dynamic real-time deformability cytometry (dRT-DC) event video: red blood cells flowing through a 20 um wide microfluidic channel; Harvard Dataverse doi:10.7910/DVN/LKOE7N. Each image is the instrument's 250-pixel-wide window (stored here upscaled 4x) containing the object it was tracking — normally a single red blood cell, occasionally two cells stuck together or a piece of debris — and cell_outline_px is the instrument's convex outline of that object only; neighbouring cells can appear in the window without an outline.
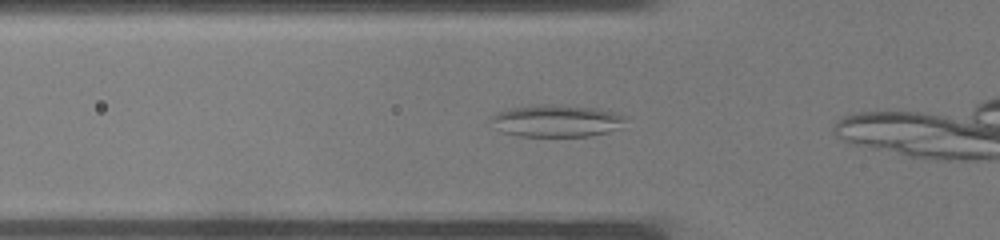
{"species": "common noctule bat (a hibernating species)", "species_latin": "Nyctalus noctula", "temperature_condition": "warm", "stored_images_in_passage": 8, "camera_frame_rate_fps": 3000, "um_per_image_px": 0.085, "animal": {"sex": "male", "body_mass_g": 19.0, "forearm_length_mm": 50.8}, "frame": {"image": 1, "passage_image": 2, "time_ms": 0.333, "image_size_px": [1000, 240], "cell_outline_px": [[632, 116], [620, 128], [608, 132], [588, 136], [516, 136], [500, 132], [492, 120], [492, 116], [500, 112], [512, 108], [544, 104], [564, 104], [596, 108]], "centroid_in_image_um": [47.42, 10.27], "position_along_channel_um": 78.4, "area_um2": 25.43}}